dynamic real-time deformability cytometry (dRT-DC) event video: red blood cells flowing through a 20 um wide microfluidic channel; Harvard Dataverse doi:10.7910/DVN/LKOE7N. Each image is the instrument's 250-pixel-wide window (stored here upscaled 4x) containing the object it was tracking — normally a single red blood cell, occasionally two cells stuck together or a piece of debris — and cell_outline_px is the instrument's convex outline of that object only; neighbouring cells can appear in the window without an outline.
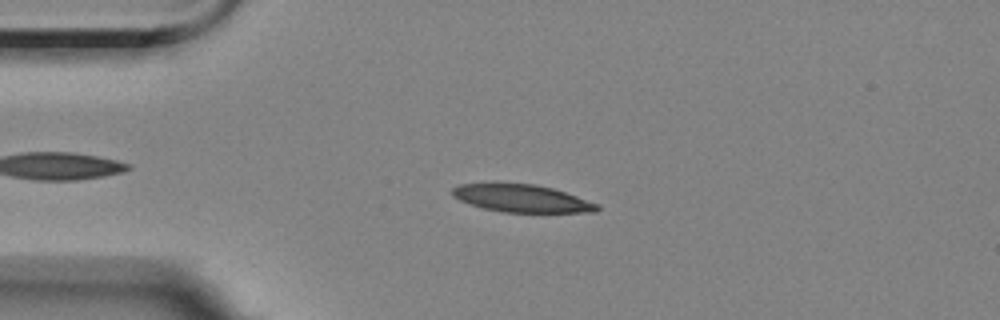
{"species": "Egyptian fruit bat (a non-hibernating species)", "species_latin": "Rousettus aegyptiacus", "temperature_condition": "room temperature", "stored_images_in_passage": 4, "camera_frame_rate_fps": 3000, "um_per_image_px": 0.085, "animal": {"sex": "female"}, "frame": {"image": 1, "passage_image": 3, "time_ms": 3.0, "image_size_px": [1000, 320], "cell_outline_px": [[600, 208], [596, 212], [504, 212], [484, 208], [460, 200], [452, 196], [452, 188], [460, 184], [492, 180], [496, 180], [536, 184], [552, 188], [600, 204]], "centroid_in_image_um": [44.28, 16.8], "position_along_channel_um": 40.7, "area_um2": 24.04}}